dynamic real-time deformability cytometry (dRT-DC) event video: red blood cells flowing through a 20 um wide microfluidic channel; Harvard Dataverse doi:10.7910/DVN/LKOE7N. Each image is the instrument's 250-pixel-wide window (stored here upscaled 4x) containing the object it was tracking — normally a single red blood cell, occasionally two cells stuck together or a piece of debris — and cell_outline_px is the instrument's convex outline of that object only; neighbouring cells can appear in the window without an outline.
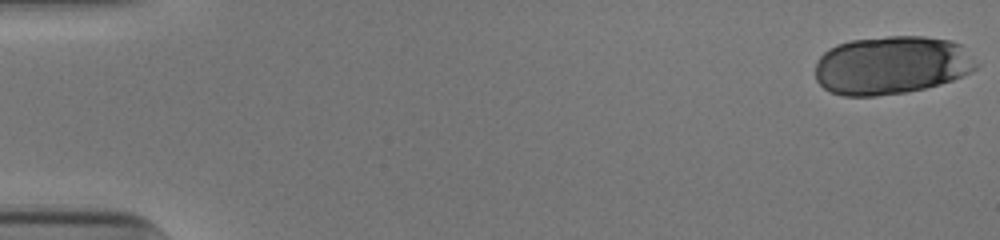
{"species": "human", "species_latin": "Homo sapiens", "temperature_condition": "cold", "stored_images_in_passage": 44, "camera_frame_rate_fps": 3000, "um_per_image_px": 0.085, "donor": {"sex": "male"}, "frame": {"image": 1, "passage_image": 1, "time_ms": 0.0, "image_size_px": [1000, 240], "cell_outline_px": [[980, 64], [972, 72], [952, 80], [940, 84], [924, 88], [904, 92], [876, 96], [844, 96], [832, 92], [824, 88], [816, 80], [816, 60], [828, 48], [836, 44], [852, 40], [888, 36], [924, 36], [948, 40], [960, 44]], "centroid_in_image_um": [75.78, 5.53], "position_along_channel_um": 9.2, "area_um2": 54.91}}
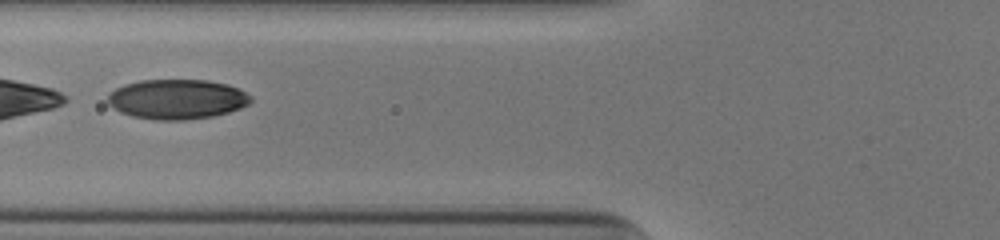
{"frame": {"image": 2, "passage_image": 22, "time_ms": 7.0, "image_size_px": [1000, 240], "cell_outline_px": [[252, 100], [248, 104], [240, 108], [228, 112], [212, 116], [184, 120], [156, 120], [132, 116], [120, 112], [112, 108], [108, 104], [108, 96], [116, 88], [124, 84], [140, 80], [208, 80], [228, 84], [252, 96]], "centroid_in_image_um": [15.03, 8.43], "position_along_channel_um": 110.8, "area_um2": 33.18}}
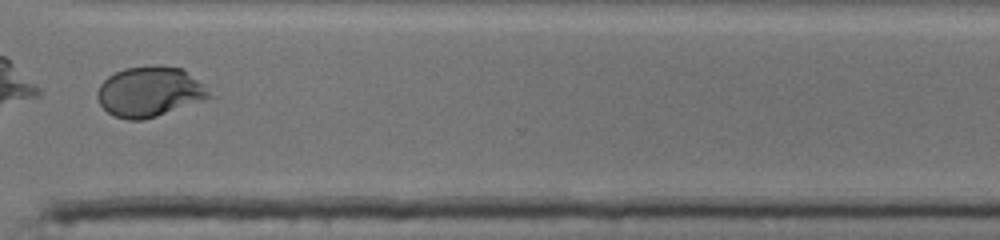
{"frame": {"image": 3, "passage_image": 41, "time_ms": 13.333, "image_size_px": [1000, 240], "cell_outline_px": [[216, 96], [144, 120], [128, 120], [116, 116], [108, 112], [100, 104], [96, 96], [96, 92], [100, 84], [108, 76], [124, 68], [156, 64], [160, 64], [184, 68], [204, 84]], "centroid_in_image_um": [12.76, 7.77], "position_along_channel_um": 357.8, "area_um2": 33.18}, "authors_computed_cell_mechanics": {"area_um2": 33.6107, "velocity_mm_per_s": 3.8987, "shape_relaxation_time_tau1_ms": 4.8844, "shape_relaxation_time_tau2_ms": 1.0639, "deformation_change_tau1": 0.1705, "deformation_change_tau2": 0.0431}}